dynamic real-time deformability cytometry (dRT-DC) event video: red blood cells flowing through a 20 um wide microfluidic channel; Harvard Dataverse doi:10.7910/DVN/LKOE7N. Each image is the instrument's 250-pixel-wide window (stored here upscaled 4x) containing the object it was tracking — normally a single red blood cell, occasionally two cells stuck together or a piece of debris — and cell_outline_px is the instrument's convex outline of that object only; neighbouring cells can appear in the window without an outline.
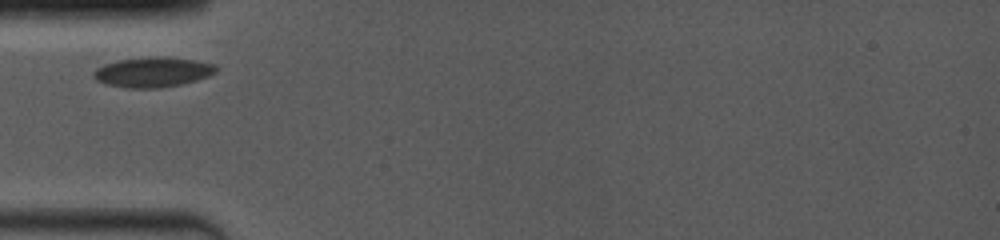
{"species": "common noctule bat (a hibernating species)", "species_latin": "Nyctalus noctula", "temperature_condition": "room temperature", "stored_images_in_passage": 4, "camera_frame_rate_fps": 4000, "um_per_image_px": 0.085, "animal": {"sex": "female", "body_mass_g": 19.0, "forearm_length_mm": 53.3}, "frame": {"image": 1, "passage_image": 1, "time_ms": 0.0, "image_size_px": [1000, 240], "cell_outline_px": [[220, 68], [216, 72], [208, 76], [196, 80], [180, 84], [160, 88], [124, 88], [108, 84], [96, 80], [92, 76], [92, 72], [96, 68], [104, 64], [116, 60], [156, 56], [160, 56], [196, 60], [216, 64]], "centroid_in_image_um": [12.99, 6.12], "position_along_channel_um": 72.0, "area_um2": 21.62}}
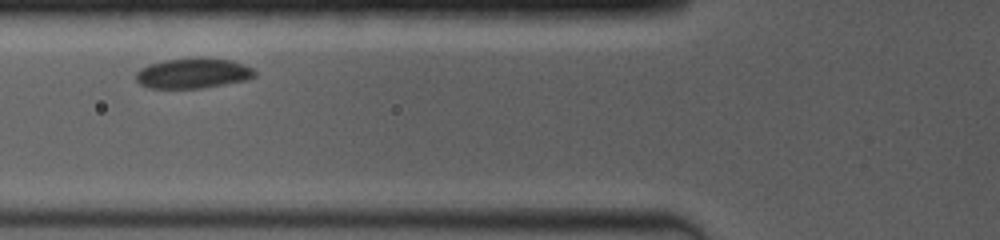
{"frame": {"image": 2, "passage_image": 2, "time_ms": 1.0, "image_size_px": [1000, 240], "cell_outline_px": [[256, 76], [248, 80], [204, 88], [148, 88], [140, 84], [136, 80], [136, 72], [140, 68], [148, 64], [164, 60], [196, 56], [200, 56], [228, 60], [252, 68], [256, 72]], "centroid_in_image_um": [16.39, 6.22], "position_along_channel_um": 109.4, "area_um2": 21.27}}
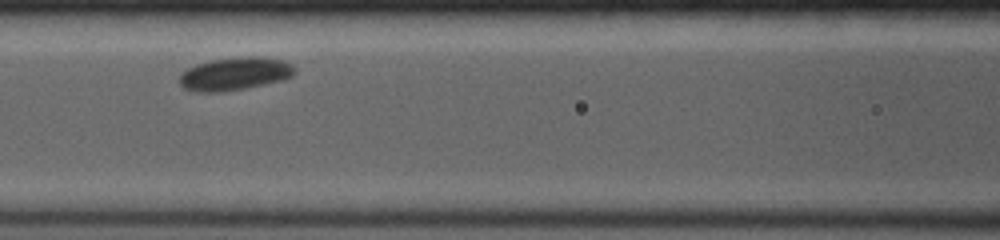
{"frame": {"image": 3, "passage_image": 3, "time_ms": 2.0, "image_size_px": [1000, 240], "cell_outline_px": [[296, 72], [292, 76], [284, 80], [224, 92], [192, 92], [184, 88], [180, 84], [180, 72], [196, 64], [212, 60], [244, 56], [260, 56], [284, 60], [292, 64], [296, 68]], "centroid_in_image_um": [19.98, 6.27], "position_along_channel_um": 146.6, "area_um2": 22.43}}